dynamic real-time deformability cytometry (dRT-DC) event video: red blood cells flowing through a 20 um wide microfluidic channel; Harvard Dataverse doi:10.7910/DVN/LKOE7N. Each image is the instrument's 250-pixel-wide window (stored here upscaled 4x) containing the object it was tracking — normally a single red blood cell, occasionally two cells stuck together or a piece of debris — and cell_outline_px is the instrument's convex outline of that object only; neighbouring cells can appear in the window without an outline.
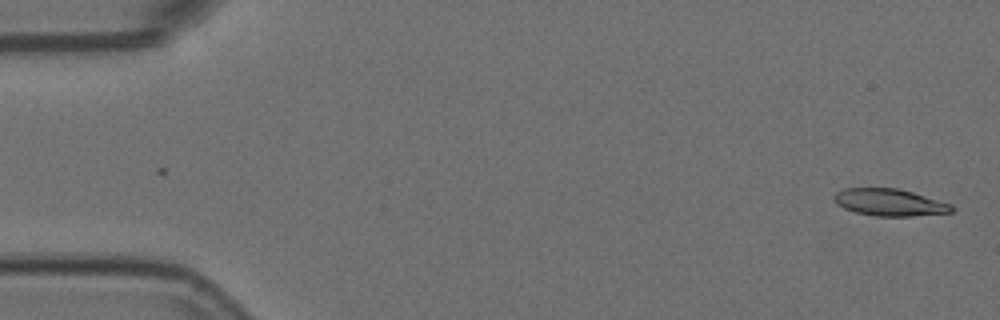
{"species": "Egyptian fruit bat (a non-hibernating species)", "species_latin": "Rousettus aegyptiacus", "temperature_condition": "room temperature", "stored_images_in_passage": 2, "camera_frame_rate_fps": 3000, "um_per_image_px": 0.085, "animal": {"sex": "female"}, "frame": {"image": 1, "passage_image": 2, "time_ms": 0.333, "image_size_px": [1000, 320], "cell_outline_px": [[956, 208], [952, 212], [912, 216], [876, 216], [856, 212], [844, 208], [836, 204], [832, 200], [832, 196], [836, 192], [844, 188], [896, 188], [912, 192], [952, 204]], "centroid_in_image_um": [75.59, 17.2], "position_along_channel_um": 9.4, "area_um2": 18.61}}